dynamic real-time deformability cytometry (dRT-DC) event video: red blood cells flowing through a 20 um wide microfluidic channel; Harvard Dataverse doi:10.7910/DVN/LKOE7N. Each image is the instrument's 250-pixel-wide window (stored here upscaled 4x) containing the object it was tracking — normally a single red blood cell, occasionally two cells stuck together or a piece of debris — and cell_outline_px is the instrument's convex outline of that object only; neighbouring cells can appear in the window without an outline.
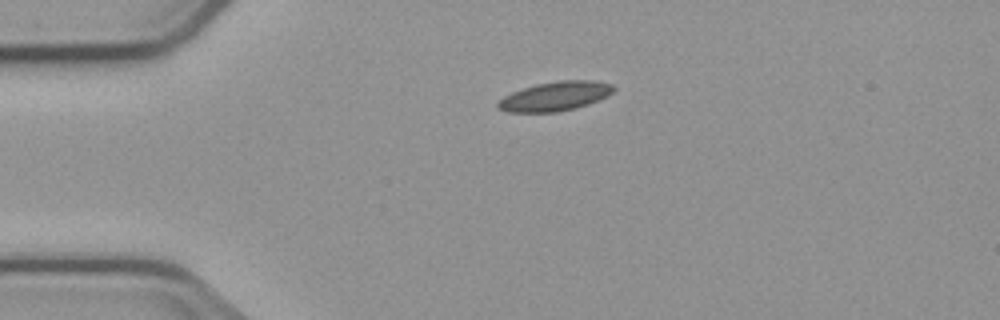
{"species": "common noctule bat (a hibernating species)", "species_latin": "Nyctalus noctula", "temperature_condition": "cold", "stored_images_in_passage": 2, "camera_frame_rate_fps": 3000, "um_per_image_px": 0.085, "animal": {"sex": "male", "body_mass_g": 23.1, "forearm_length_mm": 52.7}, "frame": {"image": 1, "passage_image": 1, "time_ms": 0.0, "image_size_px": [1000, 320], "cell_outline_px": [[616, 88], [608, 96], [588, 104], [576, 108], [556, 112], [508, 112], [496, 108], [496, 100], [512, 92], [536, 84], [560, 80], [596, 80], [612, 84]], "centroid_in_image_um": [47.17, 8.18], "position_along_channel_um": 37.8, "area_um2": 19.88}}